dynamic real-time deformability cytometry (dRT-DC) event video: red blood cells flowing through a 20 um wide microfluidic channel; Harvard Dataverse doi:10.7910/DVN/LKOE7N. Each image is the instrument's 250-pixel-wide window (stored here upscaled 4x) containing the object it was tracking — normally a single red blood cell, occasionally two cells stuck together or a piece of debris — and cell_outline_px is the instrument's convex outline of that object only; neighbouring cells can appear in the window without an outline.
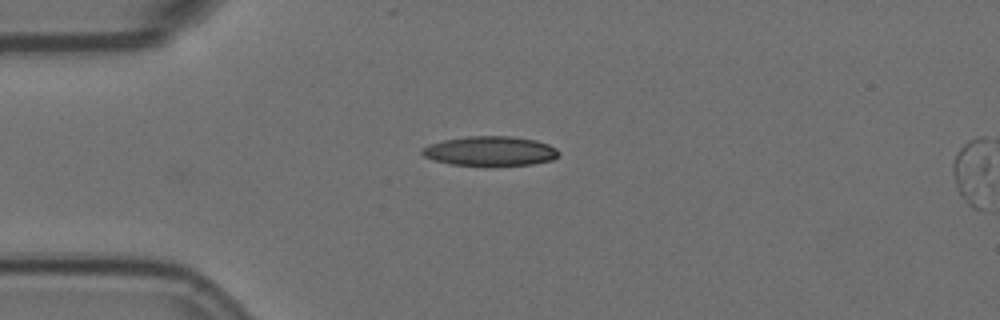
{"species": "Egyptian fruit bat (a non-hibernating species)", "species_latin": "Rousettus aegyptiacus", "temperature_condition": "room temperature", "stored_images_in_passage": 8, "camera_frame_rate_fps": 3000, "um_per_image_px": 0.085, "animal": {"sex": "female"}, "frame": {"image": 1, "passage_image": 1, "time_ms": 0.0, "image_size_px": [1000, 320], "cell_outline_px": [[560, 156], [552, 160], [532, 164], [452, 164], [432, 160], [424, 156], [420, 152], [424, 148], [432, 144], [444, 140], [468, 136], [512, 136], [536, 140], [548, 144], [556, 148], [560, 152]], "centroid_in_image_um": [41.71, 12.82], "position_along_channel_um": 43.3, "area_um2": 23.06}}
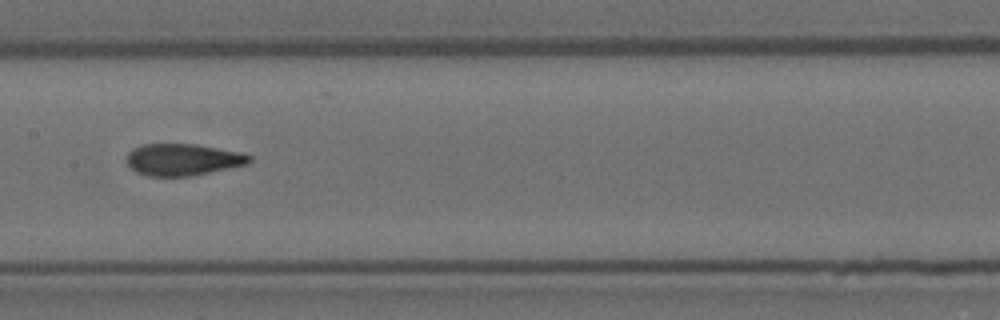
{"frame": {"image": 2, "passage_image": 5, "time_ms": 1.333, "image_size_px": [1000, 320], "cell_outline_px": [[252, 160], [248, 164], [192, 176], [148, 176], [136, 172], [128, 164], [128, 152], [132, 148], [144, 144], [196, 144], [240, 152], [252, 156]], "centroid_in_image_um": [15.56, 13.56], "position_along_channel_um": 191.8, "area_um2": 22.72}}
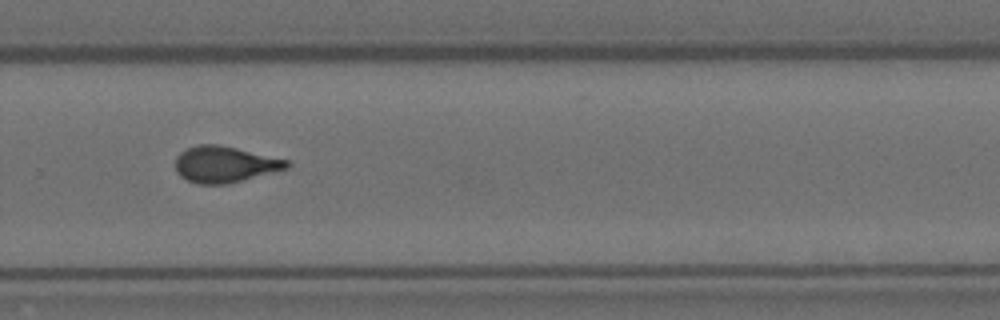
{"frame": {"image": 3, "passage_image": 8, "time_ms": 2.333, "image_size_px": [1000, 320], "cell_outline_px": [[292, 164], [288, 168], [228, 184], [196, 184], [180, 176], [176, 172], [176, 156], [180, 152], [188, 148], [200, 144], [216, 144], [236, 148], [288, 160]], "centroid_in_image_um": [19.09, 13.98], "position_along_channel_um": 310.7, "area_um2": 23.41}}